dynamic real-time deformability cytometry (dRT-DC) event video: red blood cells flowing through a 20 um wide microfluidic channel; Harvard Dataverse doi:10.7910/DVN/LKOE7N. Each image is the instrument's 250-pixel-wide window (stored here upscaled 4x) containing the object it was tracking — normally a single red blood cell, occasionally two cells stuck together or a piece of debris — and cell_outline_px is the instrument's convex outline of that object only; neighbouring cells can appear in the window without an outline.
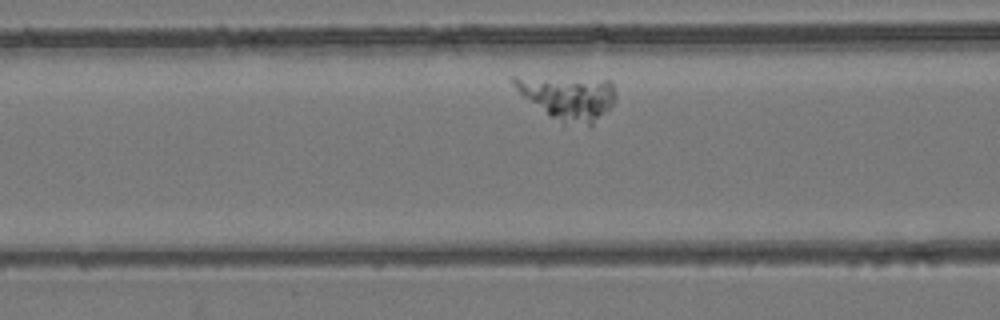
{"species": "common noctule bat (a hibernating species)", "species_latin": "Nyctalus noctula", "temperature_condition": "room temperature", "stored_images_in_passage": 26, "camera_frame_rate_fps": 3000, "um_per_image_px": 0.085, "animal": {"sex": "female", "body_mass_g": 24.6, "forearm_length_mm": 56.2}, "frame": {"image": 1, "passage_image": 6, "time_ms": 1.667, "image_size_px": [1000, 320], "cell_outline_px": [[616, 100], [592, 124], [564, 124], [548, 116], [524, 96], [512, 84], [512, 76], [516, 76], [612, 80], [616, 96]], "centroid_in_image_um": [48.29, 8.27], "position_along_channel_um": 118.3, "area_um2": 25.72}}
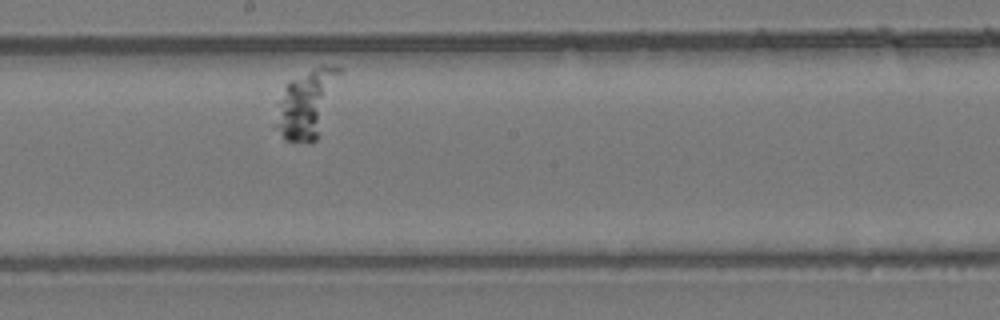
{"frame": {"image": 2, "passage_image": 15, "time_ms": 4.667, "image_size_px": [1000, 320], "cell_outline_px": [[344, 68], [320, 136], [316, 140], [284, 140], [272, 124], [276, 104], [284, 88], [292, 80], [320, 64], [324, 64]], "centroid_in_image_um": [26.07, 8.79], "position_along_channel_um": 222.1, "area_um2": 25.84}}
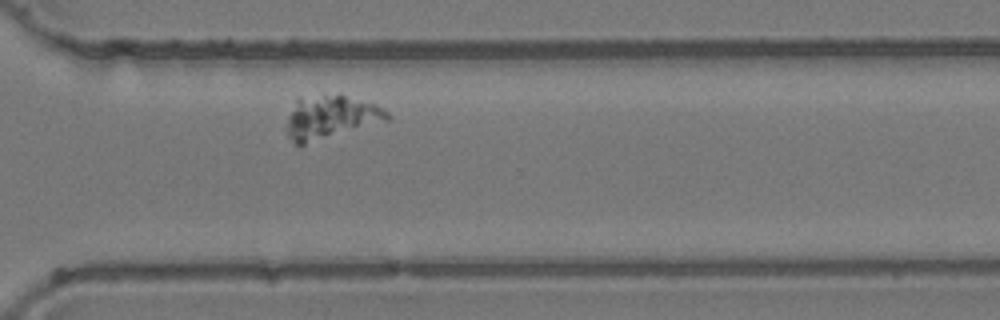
{"frame": {"image": 3, "passage_image": 25, "time_ms": 8.0, "image_size_px": [1000, 320], "cell_outline_px": [[392, 116], [388, 120], [300, 148], [288, 136], [284, 128], [288, 116], [296, 96], [324, 92], [344, 96], [376, 104], [388, 112]], "centroid_in_image_um": [28.01, 9.97], "position_along_channel_um": 342.6, "area_um2": 26.7}}